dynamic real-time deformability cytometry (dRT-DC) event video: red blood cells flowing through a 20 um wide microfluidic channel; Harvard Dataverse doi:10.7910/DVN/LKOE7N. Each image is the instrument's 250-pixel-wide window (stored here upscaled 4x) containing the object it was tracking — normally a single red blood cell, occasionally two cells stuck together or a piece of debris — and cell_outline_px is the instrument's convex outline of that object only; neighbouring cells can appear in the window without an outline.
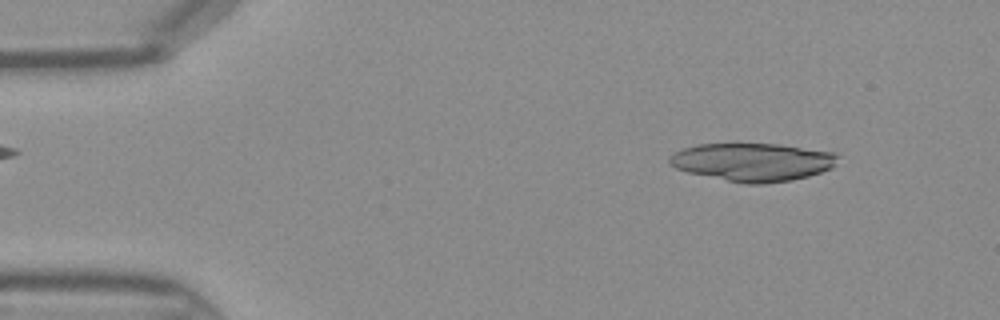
{"species": "Egyptian fruit bat (a non-hibernating species)", "species_latin": "Rousettus aegyptiacus", "temperature_condition": "warm", "stored_images_in_passage": 42, "camera_frame_rate_fps": 3000, "um_per_image_px": 0.085, "frame": {"image": 1, "passage_image": 4, "time_ms": 1.0, "image_size_px": [1000, 320], "cell_outline_px": [[840, 156], [832, 168], [808, 176], [792, 180], [764, 184], [744, 184], [688, 172], [676, 168], [668, 160], [668, 156], [684, 148], [696, 144], [780, 144], [836, 152]], "centroid_in_image_um": [64.01, 13.77], "position_along_channel_um": 21.0, "area_um2": 37.45}}
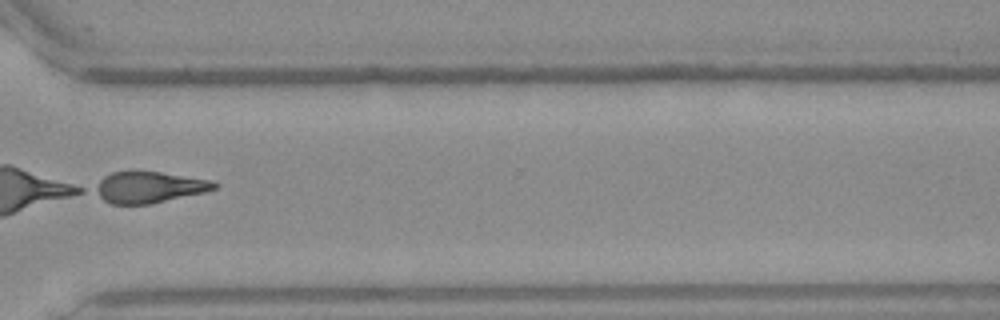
{"frame": {"image": 2, "passage_image": 32, "time_ms": 10.333, "image_size_px": [1000, 320], "cell_outline_px": [[220, 184], [216, 188], [204, 192], [148, 204], [112, 204], [104, 200], [92, 192], [92, 188], [104, 176], [112, 172], [160, 172], [212, 180]], "centroid_in_image_um": [12.63, 15.92], "position_along_channel_um": 358.0, "area_um2": 21.56}}